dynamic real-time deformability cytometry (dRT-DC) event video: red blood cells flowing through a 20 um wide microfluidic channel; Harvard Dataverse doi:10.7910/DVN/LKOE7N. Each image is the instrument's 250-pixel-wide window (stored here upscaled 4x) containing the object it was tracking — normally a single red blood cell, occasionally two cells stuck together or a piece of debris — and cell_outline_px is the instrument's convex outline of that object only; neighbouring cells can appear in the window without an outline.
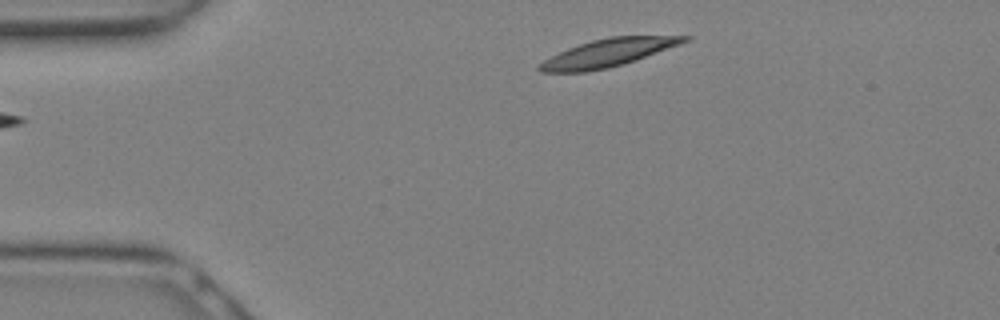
{"species": "Egyptian fruit bat (a non-hibernating species)", "species_latin": "Rousettus aegyptiacus", "temperature_condition": "warm", "stored_images_in_passage": 9, "camera_frame_rate_fps": 3000, "um_per_image_px": 0.085, "animal": {"sex": "female"}, "frame": {"image": 1, "passage_image": 1, "time_ms": 0.0, "image_size_px": [1000, 320], "cell_outline_px": [[692, 40], [636, 60], [624, 64], [608, 68], [584, 72], [540, 72], [536, 68], [544, 60], [568, 48], [592, 40], [612, 36], [692, 36]], "centroid_in_image_um": [51.72, 4.49], "position_along_channel_um": 33.3, "area_um2": 23.29}}
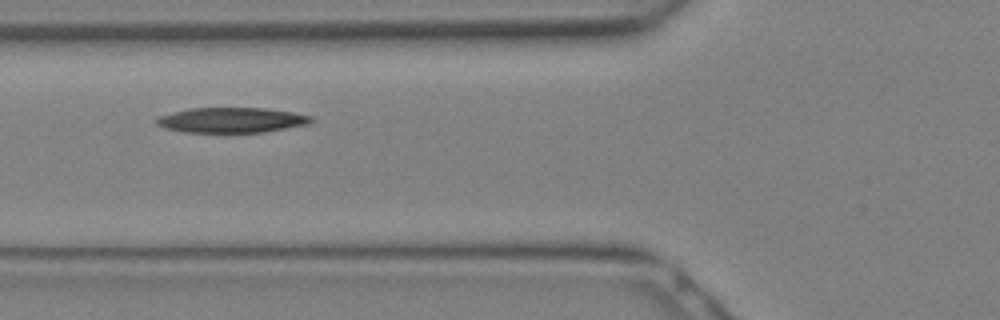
{"frame": {"image": 2, "passage_image": 6, "time_ms": 1.667, "image_size_px": [1000, 320], "cell_outline_px": [[316, 120], [308, 124], [264, 132], [184, 132], [168, 128], [156, 124], [156, 120], [160, 116], [172, 112], [192, 108], [264, 108], [292, 112], [312, 116]], "centroid_in_image_um": [19.73, 10.2], "position_along_channel_um": 106.1, "area_um2": 22.48}}
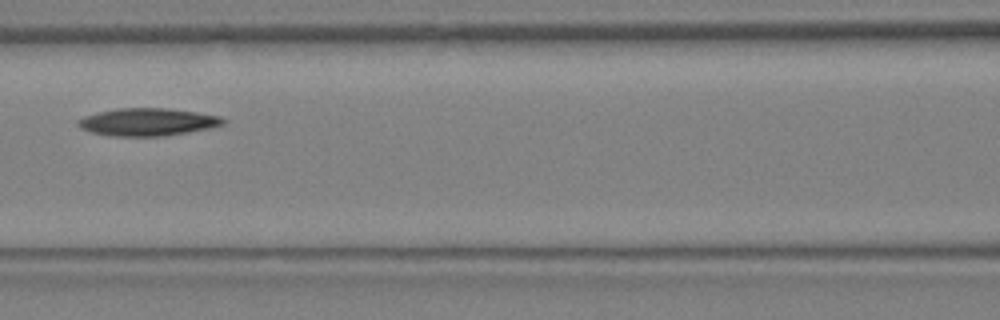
{"frame": {"image": 3, "passage_image": 8, "time_ms": 2.333, "image_size_px": [1000, 320], "cell_outline_px": [[228, 120], [224, 124], [208, 128], [160, 136], [112, 136], [88, 132], [80, 128], [76, 124], [76, 120], [84, 116], [116, 108], [164, 108], [196, 112], [220, 116]], "centroid_in_image_um": [12.49, 10.36], "position_along_channel_um": 154.1, "area_um2": 23.24}}